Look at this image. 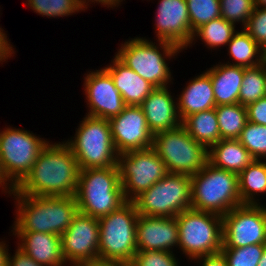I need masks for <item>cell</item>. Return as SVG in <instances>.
<instances>
[{
	"instance_id": "obj_17",
	"label": "cell",
	"mask_w": 266,
	"mask_h": 266,
	"mask_svg": "<svg viewBox=\"0 0 266 266\" xmlns=\"http://www.w3.org/2000/svg\"><path fill=\"white\" fill-rule=\"evenodd\" d=\"M154 29L156 40L187 50L193 36L186 0H158Z\"/></svg>"
},
{
	"instance_id": "obj_45",
	"label": "cell",
	"mask_w": 266,
	"mask_h": 266,
	"mask_svg": "<svg viewBox=\"0 0 266 266\" xmlns=\"http://www.w3.org/2000/svg\"><path fill=\"white\" fill-rule=\"evenodd\" d=\"M0 188H1V192L4 194L5 193V177L3 174V169L1 167V163H0Z\"/></svg>"
},
{
	"instance_id": "obj_9",
	"label": "cell",
	"mask_w": 266,
	"mask_h": 266,
	"mask_svg": "<svg viewBox=\"0 0 266 266\" xmlns=\"http://www.w3.org/2000/svg\"><path fill=\"white\" fill-rule=\"evenodd\" d=\"M179 232L178 249L187 261L222 249V216L188 209L176 216Z\"/></svg>"
},
{
	"instance_id": "obj_1",
	"label": "cell",
	"mask_w": 266,
	"mask_h": 266,
	"mask_svg": "<svg viewBox=\"0 0 266 266\" xmlns=\"http://www.w3.org/2000/svg\"><path fill=\"white\" fill-rule=\"evenodd\" d=\"M79 171L70 147L64 141H49L15 189L28 196H75Z\"/></svg>"
},
{
	"instance_id": "obj_37",
	"label": "cell",
	"mask_w": 266,
	"mask_h": 266,
	"mask_svg": "<svg viewBox=\"0 0 266 266\" xmlns=\"http://www.w3.org/2000/svg\"><path fill=\"white\" fill-rule=\"evenodd\" d=\"M243 29L264 51L266 49V8L254 7L253 13Z\"/></svg>"
},
{
	"instance_id": "obj_3",
	"label": "cell",
	"mask_w": 266,
	"mask_h": 266,
	"mask_svg": "<svg viewBox=\"0 0 266 266\" xmlns=\"http://www.w3.org/2000/svg\"><path fill=\"white\" fill-rule=\"evenodd\" d=\"M119 44L115 56L128 68L148 81L154 87L169 86L173 83L169 60L173 61L181 48L167 41L156 42L146 37L129 38ZM169 59V60H168ZM172 59V60H171ZM170 83V84H169Z\"/></svg>"
},
{
	"instance_id": "obj_30",
	"label": "cell",
	"mask_w": 266,
	"mask_h": 266,
	"mask_svg": "<svg viewBox=\"0 0 266 266\" xmlns=\"http://www.w3.org/2000/svg\"><path fill=\"white\" fill-rule=\"evenodd\" d=\"M266 66L264 63L245 68L239 94V104L247 106L265 97Z\"/></svg>"
},
{
	"instance_id": "obj_22",
	"label": "cell",
	"mask_w": 266,
	"mask_h": 266,
	"mask_svg": "<svg viewBox=\"0 0 266 266\" xmlns=\"http://www.w3.org/2000/svg\"><path fill=\"white\" fill-rule=\"evenodd\" d=\"M103 68L110 74L126 105L140 106L155 88L123 64L115 55Z\"/></svg>"
},
{
	"instance_id": "obj_49",
	"label": "cell",
	"mask_w": 266,
	"mask_h": 266,
	"mask_svg": "<svg viewBox=\"0 0 266 266\" xmlns=\"http://www.w3.org/2000/svg\"><path fill=\"white\" fill-rule=\"evenodd\" d=\"M265 96H266V80H265Z\"/></svg>"
},
{
	"instance_id": "obj_19",
	"label": "cell",
	"mask_w": 266,
	"mask_h": 266,
	"mask_svg": "<svg viewBox=\"0 0 266 266\" xmlns=\"http://www.w3.org/2000/svg\"><path fill=\"white\" fill-rule=\"evenodd\" d=\"M170 90V86L155 87L140 105L153 135L181 125L177 111V97H174L175 93Z\"/></svg>"
},
{
	"instance_id": "obj_42",
	"label": "cell",
	"mask_w": 266,
	"mask_h": 266,
	"mask_svg": "<svg viewBox=\"0 0 266 266\" xmlns=\"http://www.w3.org/2000/svg\"><path fill=\"white\" fill-rule=\"evenodd\" d=\"M123 1L125 0H78V3H79V7L82 11L85 12V10H87L88 6L90 8V5L93 3H97V4H100L101 7H107V8H116L118 6H121ZM121 4V5H120Z\"/></svg>"
},
{
	"instance_id": "obj_2",
	"label": "cell",
	"mask_w": 266,
	"mask_h": 266,
	"mask_svg": "<svg viewBox=\"0 0 266 266\" xmlns=\"http://www.w3.org/2000/svg\"><path fill=\"white\" fill-rule=\"evenodd\" d=\"M15 220L10 232H39L61 235L79 212L75 196H28L15 188Z\"/></svg>"
},
{
	"instance_id": "obj_6",
	"label": "cell",
	"mask_w": 266,
	"mask_h": 266,
	"mask_svg": "<svg viewBox=\"0 0 266 266\" xmlns=\"http://www.w3.org/2000/svg\"><path fill=\"white\" fill-rule=\"evenodd\" d=\"M74 136L64 142L74 154L79 169L118 167L109 119L85 115Z\"/></svg>"
},
{
	"instance_id": "obj_33",
	"label": "cell",
	"mask_w": 266,
	"mask_h": 266,
	"mask_svg": "<svg viewBox=\"0 0 266 266\" xmlns=\"http://www.w3.org/2000/svg\"><path fill=\"white\" fill-rule=\"evenodd\" d=\"M190 27L194 32L200 26L221 17L220 0H186Z\"/></svg>"
},
{
	"instance_id": "obj_44",
	"label": "cell",
	"mask_w": 266,
	"mask_h": 266,
	"mask_svg": "<svg viewBox=\"0 0 266 266\" xmlns=\"http://www.w3.org/2000/svg\"><path fill=\"white\" fill-rule=\"evenodd\" d=\"M3 239L2 238L0 239L3 240L0 241V266H7V256L10 250H9V244L6 243L7 240L5 241V238Z\"/></svg>"
},
{
	"instance_id": "obj_40",
	"label": "cell",
	"mask_w": 266,
	"mask_h": 266,
	"mask_svg": "<svg viewBox=\"0 0 266 266\" xmlns=\"http://www.w3.org/2000/svg\"><path fill=\"white\" fill-rule=\"evenodd\" d=\"M7 35L8 34H6V31L2 27H0V64L2 65L4 62H7L8 59L14 57L16 54L14 46L10 42V39L7 38Z\"/></svg>"
},
{
	"instance_id": "obj_24",
	"label": "cell",
	"mask_w": 266,
	"mask_h": 266,
	"mask_svg": "<svg viewBox=\"0 0 266 266\" xmlns=\"http://www.w3.org/2000/svg\"><path fill=\"white\" fill-rule=\"evenodd\" d=\"M256 160L237 139H221L208 149V162L214 167L239 174Z\"/></svg>"
},
{
	"instance_id": "obj_13",
	"label": "cell",
	"mask_w": 266,
	"mask_h": 266,
	"mask_svg": "<svg viewBox=\"0 0 266 266\" xmlns=\"http://www.w3.org/2000/svg\"><path fill=\"white\" fill-rule=\"evenodd\" d=\"M222 248L266 244V202L242 204L222 216Z\"/></svg>"
},
{
	"instance_id": "obj_43",
	"label": "cell",
	"mask_w": 266,
	"mask_h": 266,
	"mask_svg": "<svg viewBox=\"0 0 266 266\" xmlns=\"http://www.w3.org/2000/svg\"><path fill=\"white\" fill-rule=\"evenodd\" d=\"M74 266H125L124 263L112 261V260H105L101 258L90 259L86 261L79 262Z\"/></svg>"
},
{
	"instance_id": "obj_5",
	"label": "cell",
	"mask_w": 266,
	"mask_h": 266,
	"mask_svg": "<svg viewBox=\"0 0 266 266\" xmlns=\"http://www.w3.org/2000/svg\"><path fill=\"white\" fill-rule=\"evenodd\" d=\"M190 177L192 209L224 216L234 207L242 205L237 174L207 162Z\"/></svg>"
},
{
	"instance_id": "obj_26",
	"label": "cell",
	"mask_w": 266,
	"mask_h": 266,
	"mask_svg": "<svg viewBox=\"0 0 266 266\" xmlns=\"http://www.w3.org/2000/svg\"><path fill=\"white\" fill-rule=\"evenodd\" d=\"M227 46L226 64L248 68L263 63V50L243 28L233 34Z\"/></svg>"
},
{
	"instance_id": "obj_28",
	"label": "cell",
	"mask_w": 266,
	"mask_h": 266,
	"mask_svg": "<svg viewBox=\"0 0 266 266\" xmlns=\"http://www.w3.org/2000/svg\"><path fill=\"white\" fill-rule=\"evenodd\" d=\"M237 31L236 26L233 23L226 21L222 17L213 19L212 21L200 26L193 32L192 39L189 44V48L195 45L197 40H201L202 44H205L207 49L219 50L225 46L227 47L233 34Z\"/></svg>"
},
{
	"instance_id": "obj_4",
	"label": "cell",
	"mask_w": 266,
	"mask_h": 266,
	"mask_svg": "<svg viewBox=\"0 0 266 266\" xmlns=\"http://www.w3.org/2000/svg\"><path fill=\"white\" fill-rule=\"evenodd\" d=\"M75 199L79 212L97 219L118 209L126 202L118 167L80 170Z\"/></svg>"
},
{
	"instance_id": "obj_41",
	"label": "cell",
	"mask_w": 266,
	"mask_h": 266,
	"mask_svg": "<svg viewBox=\"0 0 266 266\" xmlns=\"http://www.w3.org/2000/svg\"><path fill=\"white\" fill-rule=\"evenodd\" d=\"M193 263L194 265L196 263L197 266H228V262L221 251L198 257L193 260Z\"/></svg>"
},
{
	"instance_id": "obj_32",
	"label": "cell",
	"mask_w": 266,
	"mask_h": 266,
	"mask_svg": "<svg viewBox=\"0 0 266 266\" xmlns=\"http://www.w3.org/2000/svg\"><path fill=\"white\" fill-rule=\"evenodd\" d=\"M257 160H266V126L247 122L237 139Z\"/></svg>"
},
{
	"instance_id": "obj_15",
	"label": "cell",
	"mask_w": 266,
	"mask_h": 266,
	"mask_svg": "<svg viewBox=\"0 0 266 266\" xmlns=\"http://www.w3.org/2000/svg\"><path fill=\"white\" fill-rule=\"evenodd\" d=\"M84 75L83 94L88 107L85 115L103 119L119 115L126 104L110 74L102 67Z\"/></svg>"
},
{
	"instance_id": "obj_12",
	"label": "cell",
	"mask_w": 266,
	"mask_h": 266,
	"mask_svg": "<svg viewBox=\"0 0 266 266\" xmlns=\"http://www.w3.org/2000/svg\"><path fill=\"white\" fill-rule=\"evenodd\" d=\"M117 166L126 201H133L168 174L153 147L119 154Z\"/></svg>"
},
{
	"instance_id": "obj_11",
	"label": "cell",
	"mask_w": 266,
	"mask_h": 266,
	"mask_svg": "<svg viewBox=\"0 0 266 266\" xmlns=\"http://www.w3.org/2000/svg\"><path fill=\"white\" fill-rule=\"evenodd\" d=\"M153 148L165 163L168 173L192 176L208 162V149L196 142L182 125L156 133Z\"/></svg>"
},
{
	"instance_id": "obj_38",
	"label": "cell",
	"mask_w": 266,
	"mask_h": 266,
	"mask_svg": "<svg viewBox=\"0 0 266 266\" xmlns=\"http://www.w3.org/2000/svg\"><path fill=\"white\" fill-rule=\"evenodd\" d=\"M248 121L266 126V96L246 106Z\"/></svg>"
},
{
	"instance_id": "obj_21",
	"label": "cell",
	"mask_w": 266,
	"mask_h": 266,
	"mask_svg": "<svg viewBox=\"0 0 266 266\" xmlns=\"http://www.w3.org/2000/svg\"><path fill=\"white\" fill-rule=\"evenodd\" d=\"M177 96V111L181 122L189 115L216 107L210 75L204 70L186 83Z\"/></svg>"
},
{
	"instance_id": "obj_16",
	"label": "cell",
	"mask_w": 266,
	"mask_h": 266,
	"mask_svg": "<svg viewBox=\"0 0 266 266\" xmlns=\"http://www.w3.org/2000/svg\"><path fill=\"white\" fill-rule=\"evenodd\" d=\"M109 123L118 154L153 147L154 135L141 106L126 105L119 115L109 119Z\"/></svg>"
},
{
	"instance_id": "obj_18",
	"label": "cell",
	"mask_w": 266,
	"mask_h": 266,
	"mask_svg": "<svg viewBox=\"0 0 266 266\" xmlns=\"http://www.w3.org/2000/svg\"><path fill=\"white\" fill-rule=\"evenodd\" d=\"M179 232L176 217L139 215L136 226L137 251H169L178 248ZM174 248V250H173Z\"/></svg>"
},
{
	"instance_id": "obj_8",
	"label": "cell",
	"mask_w": 266,
	"mask_h": 266,
	"mask_svg": "<svg viewBox=\"0 0 266 266\" xmlns=\"http://www.w3.org/2000/svg\"><path fill=\"white\" fill-rule=\"evenodd\" d=\"M138 212L133 201L98 219L99 258L130 264L136 248Z\"/></svg>"
},
{
	"instance_id": "obj_14",
	"label": "cell",
	"mask_w": 266,
	"mask_h": 266,
	"mask_svg": "<svg viewBox=\"0 0 266 266\" xmlns=\"http://www.w3.org/2000/svg\"><path fill=\"white\" fill-rule=\"evenodd\" d=\"M62 254L67 266L99 257L98 219L78 212L61 235Z\"/></svg>"
},
{
	"instance_id": "obj_35",
	"label": "cell",
	"mask_w": 266,
	"mask_h": 266,
	"mask_svg": "<svg viewBox=\"0 0 266 266\" xmlns=\"http://www.w3.org/2000/svg\"><path fill=\"white\" fill-rule=\"evenodd\" d=\"M221 17L244 28L253 13L254 0H220Z\"/></svg>"
},
{
	"instance_id": "obj_39",
	"label": "cell",
	"mask_w": 266,
	"mask_h": 266,
	"mask_svg": "<svg viewBox=\"0 0 266 266\" xmlns=\"http://www.w3.org/2000/svg\"><path fill=\"white\" fill-rule=\"evenodd\" d=\"M15 252L11 255V252L7 256V266H44L36 262L33 258L27 255L17 245Z\"/></svg>"
},
{
	"instance_id": "obj_7",
	"label": "cell",
	"mask_w": 266,
	"mask_h": 266,
	"mask_svg": "<svg viewBox=\"0 0 266 266\" xmlns=\"http://www.w3.org/2000/svg\"><path fill=\"white\" fill-rule=\"evenodd\" d=\"M48 139L32 131L13 126L0 130V163L5 177V194H9L29 174Z\"/></svg>"
},
{
	"instance_id": "obj_25",
	"label": "cell",
	"mask_w": 266,
	"mask_h": 266,
	"mask_svg": "<svg viewBox=\"0 0 266 266\" xmlns=\"http://www.w3.org/2000/svg\"><path fill=\"white\" fill-rule=\"evenodd\" d=\"M238 183L242 204H262L259 196L266 195V160H254L238 174Z\"/></svg>"
},
{
	"instance_id": "obj_34",
	"label": "cell",
	"mask_w": 266,
	"mask_h": 266,
	"mask_svg": "<svg viewBox=\"0 0 266 266\" xmlns=\"http://www.w3.org/2000/svg\"><path fill=\"white\" fill-rule=\"evenodd\" d=\"M266 244H252L239 248H222L228 266H258Z\"/></svg>"
},
{
	"instance_id": "obj_47",
	"label": "cell",
	"mask_w": 266,
	"mask_h": 266,
	"mask_svg": "<svg viewBox=\"0 0 266 266\" xmlns=\"http://www.w3.org/2000/svg\"><path fill=\"white\" fill-rule=\"evenodd\" d=\"M255 7L266 8V0H254Z\"/></svg>"
},
{
	"instance_id": "obj_10",
	"label": "cell",
	"mask_w": 266,
	"mask_h": 266,
	"mask_svg": "<svg viewBox=\"0 0 266 266\" xmlns=\"http://www.w3.org/2000/svg\"><path fill=\"white\" fill-rule=\"evenodd\" d=\"M133 203L139 215L176 217L179 213L191 209V177L168 173L137 196Z\"/></svg>"
},
{
	"instance_id": "obj_29",
	"label": "cell",
	"mask_w": 266,
	"mask_h": 266,
	"mask_svg": "<svg viewBox=\"0 0 266 266\" xmlns=\"http://www.w3.org/2000/svg\"><path fill=\"white\" fill-rule=\"evenodd\" d=\"M215 113L221 139H238L248 122L246 106L239 103L218 105L215 107Z\"/></svg>"
},
{
	"instance_id": "obj_46",
	"label": "cell",
	"mask_w": 266,
	"mask_h": 266,
	"mask_svg": "<svg viewBox=\"0 0 266 266\" xmlns=\"http://www.w3.org/2000/svg\"><path fill=\"white\" fill-rule=\"evenodd\" d=\"M258 266H266V246L264 247V251L262 257L259 260Z\"/></svg>"
},
{
	"instance_id": "obj_48",
	"label": "cell",
	"mask_w": 266,
	"mask_h": 266,
	"mask_svg": "<svg viewBox=\"0 0 266 266\" xmlns=\"http://www.w3.org/2000/svg\"><path fill=\"white\" fill-rule=\"evenodd\" d=\"M263 63L266 66V49L263 51Z\"/></svg>"
},
{
	"instance_id": "obj_23",
	"label": "cell",
	"mask_w": 266,
	"mask_h": 266,
	"mask_svg": "<svg viewBox=\"0 0 266 266\" xmlns=\"http://www.w3.org/2000/svg\"><path fill=\"white\" fill-rule=\"evenodd\" d=\"M206 72L210 75L216 106L239 103V94L245 67L223 62L215 63Z\"/></svg>"
},
{
	"instance_id": "obj_27",
	"label": "cell",
	"mask_w": 266,
	"mask_h": 266,
	"mask_svg": "<svg viewBox=\"0 0 266 266\" xmlns=\"http://www.w3.org/2000/svg\"><path fill=\"white\" fill-rule=\"evenodd\" d=\"M181 125L196 142L202 143L207 149L221 140L215 108L189 115Z\"/></svg>"
},
{
	"instance_id": "obj_20",
	"label": "cell",
	"mask_w": 266,
	"mask_h": 266,
	"mask_svg": "<svg viewBox=\"0 0 266 266\" xmlns=\"http://www.w3.org/2000/svg\"><path fill=\"white\" fill-rule=\"evenodd\" d=\"M17 246L44 266H67L62 254L61 236L39 232H12Z\"/></svg>"
},
{
	"instance_id": "obj_36",
	"label": "cell",
	"mask_w": 266,
	"mask_h": 266,
	"mask_svg": "<svg viewBox=\"0 0 266 266\" xmlns=\"http://www.w3.org/2000/svg\"><path fill=\"white\" fill-rule=\"evenodd\" d=\"M179 259L175 253L169 251H137L130 264L132 266H182Z\"/></svg>"
},
{
	"instance_id": "obj_31",
	"label": "cell",
	"mask_w": 266,
	"mask_h": 266,
	"mask_svg": "<svg viewBox=\"0 0 266 266\" xmlns=\"http://www.w3.org/2000/svg\"><path fill=\"white\" fill-rule=\"evenodd\" d=\"M23 3L46 18H63L82 12L78 0H27Z\"/></svg>"
}]
</instances>
